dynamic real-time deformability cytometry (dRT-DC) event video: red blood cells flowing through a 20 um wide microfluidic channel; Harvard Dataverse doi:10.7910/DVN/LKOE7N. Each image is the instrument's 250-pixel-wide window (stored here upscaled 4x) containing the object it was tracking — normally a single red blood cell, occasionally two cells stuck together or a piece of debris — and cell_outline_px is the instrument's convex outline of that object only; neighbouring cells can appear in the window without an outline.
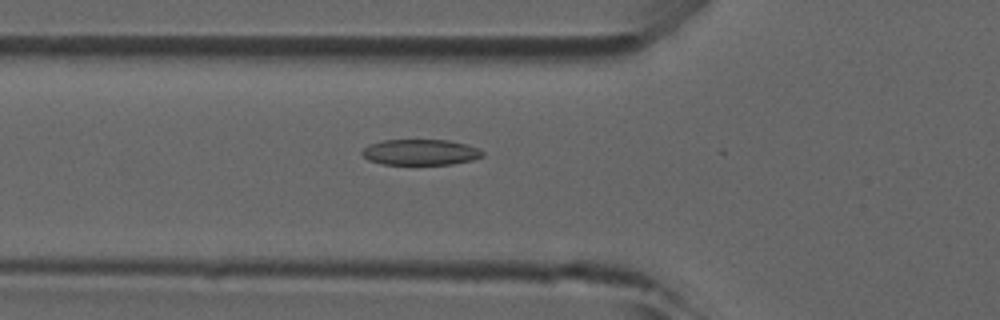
{"species": "common noctule bat (a hibernating species)", "species_latin": "Nyctalus noctula", "temperature_condition": "room temperature", "stored_images_in_passage": 39, "camera_frame_rate_fps": 3000, "um_per_image_px": 0.085, "animal": {"sex": "male", "forearm_length_mm": 52.5}, "frame": {"image": 1, "passage_image": 17, "time_ms": 5.333, "image_size_px": [1000, 320], "cell_outline_px": [[484, 156], [472, 160], [452, 164], [384, 164], [368, 160], [360, 152], [368, 144], [384, 140], [448, 140], [464, 144], [476, 148], [484, 152]], "centroid_in_image_um": [35.72, 12.94], "position_along_channel_um": 90.1, "area_um2": 17.98}}